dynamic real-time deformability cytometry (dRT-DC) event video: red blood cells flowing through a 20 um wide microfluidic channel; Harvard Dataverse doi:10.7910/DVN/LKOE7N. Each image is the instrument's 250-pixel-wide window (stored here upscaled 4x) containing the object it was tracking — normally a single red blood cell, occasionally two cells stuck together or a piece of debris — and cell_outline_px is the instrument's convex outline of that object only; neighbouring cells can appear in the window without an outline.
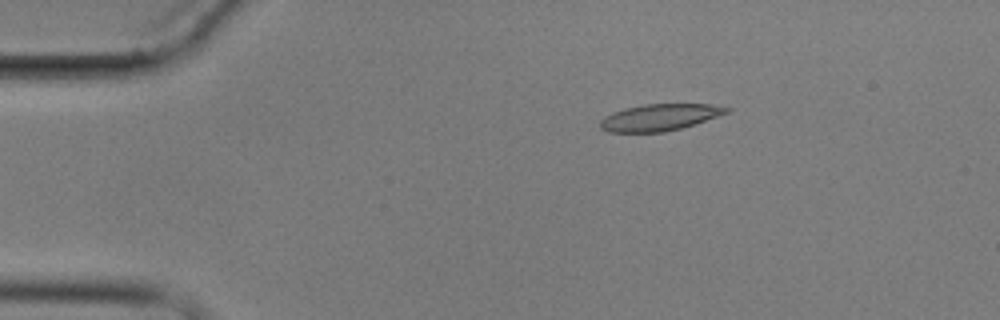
{"species": "common noctule bat (a hibernating species)", "species_latin": "Nyctalus noctula", "temperature_condition": "cold", "stored_images_in_passage": 3, "camera_frame_rate_fps": 3000, "um_per_image_px": 0.085, "animal": {"sex": "male", "body_mass_g": 17.9}, "frame": {"image": 1, "passage_image": 1, "time_ms": 0.0, "image_size_px": [1000, 320], "cell_outline_px": [[732, 108], [728, 112], [696, 124], [664, 132], [608, 132], [600, 128], [600, 120], [604, 116], [612, 112], [624, 108], [644, 104], [712, 104]], "centroid_in_image_um": [56.05, 9.97], "position_along_channel_um": 28.9, "area_um2": 19.71}}